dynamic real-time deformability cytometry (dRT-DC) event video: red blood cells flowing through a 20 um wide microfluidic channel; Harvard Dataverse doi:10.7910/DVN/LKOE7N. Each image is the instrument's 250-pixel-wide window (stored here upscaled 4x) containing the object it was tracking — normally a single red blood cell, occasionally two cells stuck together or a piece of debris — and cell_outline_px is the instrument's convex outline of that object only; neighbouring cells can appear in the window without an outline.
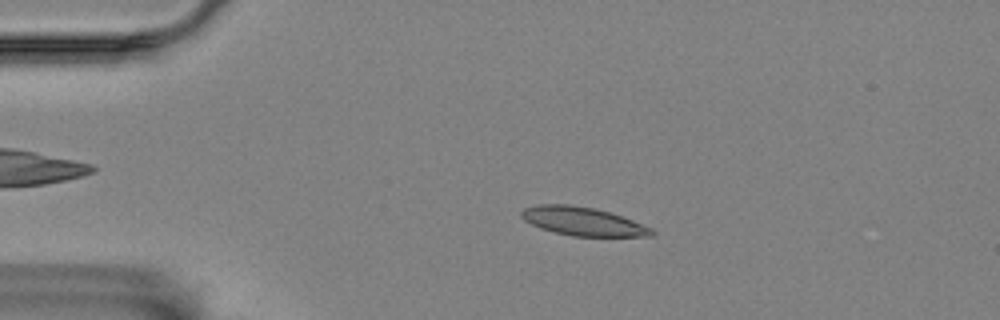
{"species": "Egyptian fruit bat (a non-hibernating species)", "species_latin": "Rousettus aegyptiacus", "temperature_condition": "room temperature", "stored_images_in_passage": 55, "camera_frame_rate_fps": 3000, "um_per_image_px": 0.085, "animal": {"sex": "female"}, "frame": {"image": 1, "passage_image": 11, "time_ms": 3.333, "image_size_px": [1000, 320], "cell_outline_px": [[656, 232], [652, 236], [572, 236], [540, 228], [524, 220], [520, 216], [520, 212], [524, 208], [540, 204], [568, 204], [592, 208], [608, 212], [632, 220], [652, 228]], "centroid_in_image_um": [49.52, 18.81], "position_along_channel_um": 35.5, "area_um2": 21.39}}
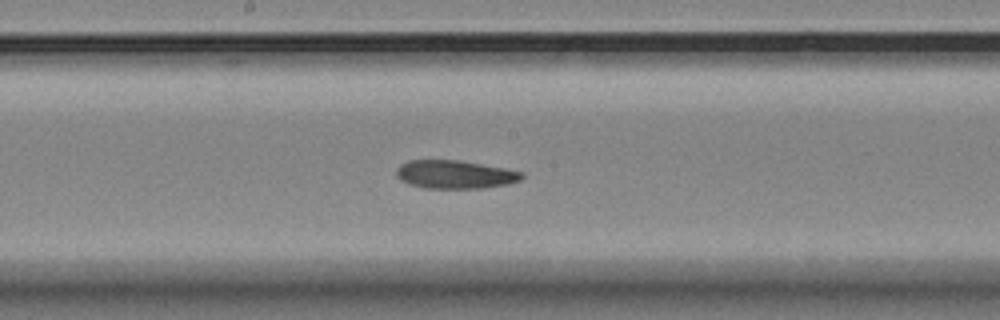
{"frame": {"image": 2, "passage_image": 29, "time_ms": 9.333, "image_size_px": [1000, 320], "cell_outline_px": [[524, 176], [520, 180], [508, 184], [484, 188], [424, 188], [408, 184], [400, 180], [396, 176], [396, 168], [400, 164], [408, 160], [456, 160], [504, 168], [524, 172]], "centroid_in_image_um": [38.64, 14.83], "position_along_channel_um": 209.6, "area_um2": 20.75}}
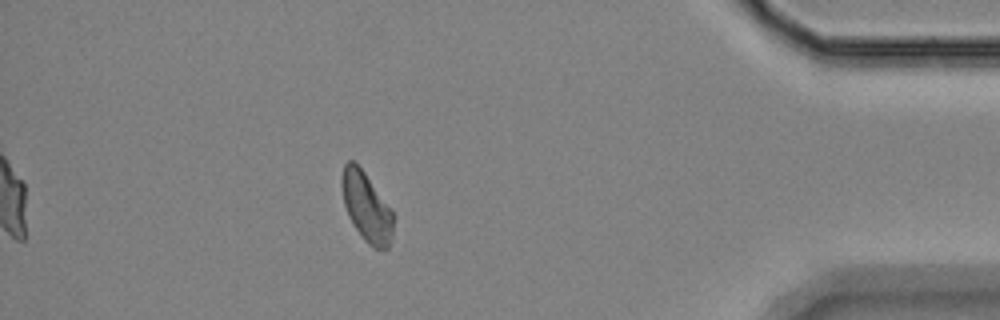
{"frame": {"image": 3, "passage_image": 49, "time_ms": 16.0, "image_size_px": [1000, 320], "cell_outline_px": [[396, 216], [392, 236], [388, 248], [372, 248], [364, 240], [352, 224], [348, 216], [344, 204], [340, 184], [340, 180], [344, 164], [348, 160], [352, 160], [364, 172], [392, 208]], "centroid_in_image_um": [31.17, 17.6], "position_along_channel_um": 404.0, "area_um2": 21.21}}